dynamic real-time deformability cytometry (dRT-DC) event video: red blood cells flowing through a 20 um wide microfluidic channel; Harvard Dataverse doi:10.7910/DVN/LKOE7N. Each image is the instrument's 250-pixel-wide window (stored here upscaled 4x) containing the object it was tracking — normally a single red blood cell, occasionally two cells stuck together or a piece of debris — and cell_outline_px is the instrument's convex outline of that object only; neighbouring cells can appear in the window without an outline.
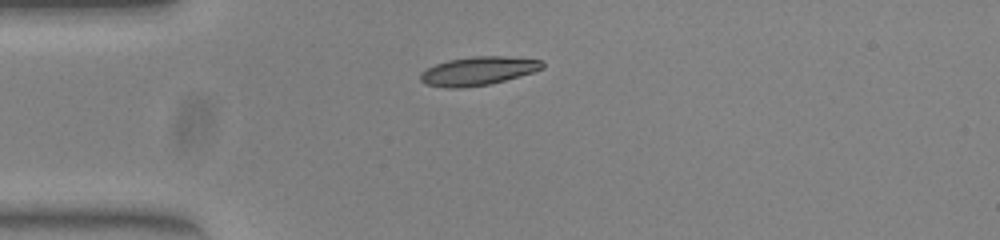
{"species": "common noctule bat (a hibernating species)", "species_latin": "Nyctalus noctula", "temperature_condition": "warm", "stored_images_in_passage": 39, "camera_frame_rate_fps": 3000, "um_per_image_px": 0.085, "animal": {"sex": "female", "body_mass_g": 23.0, "forearm_length_mm": 53.4}, "frame": {"image": 1, "passage_image": 1, "time_ms": 0.0, "image_size_px": [1000, 240], "cell_outline_px": [[544, 68], [520, 76], [488, 84], [460, 88], [448, 88], [424, 84], [420, 80], [420, 72], [436, 64], [448, 60], [472, 56], [504, 56], [544, 60]], "centroid_in_image_um": [40.64, 6.02], "position_along_channel_um": 44.4, "area_um2": 20.29}}
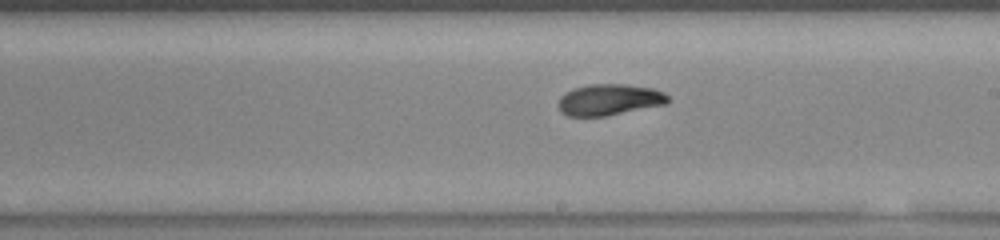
{"frame": {"image": 2, "passage_image": 17, "time_ms": 5.333, "image_size_px": [1000, 240], "cell_outline_px": [[668, 100], [664, 104], [604, 116], [568, 116], [560, 112], [560, 96], [576, 88], [588, 84], [628, 84], [652, 88], [664, 92], [668, 96]], "centroid_in_image_um": [51.79, 8.46], "position_along_channel_um": 237.2, "area_um2": 19.59}}
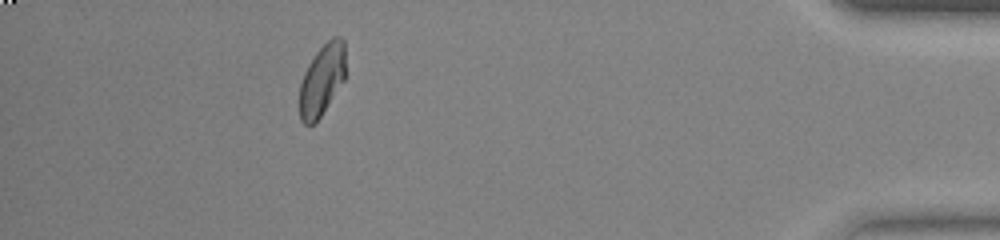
{"frame": {"image": 3, "passage_image": 34, "time_ms": 11.0, "image_size_px": [1000, 240], "cell_outline_px": [[344, 80], [316, 124], [304, 124], [300, 120], [300, 84], [304, 72], [308, 64], [316, 52], [332, 36], [340, 36], [344, 40]], "centroid_in_image_um": [27.36, 6.8], "position_along_channel_um": 407.8, "area_um2": 19.07}, "authors_computed_cell_mechanics": {"area_um2": 19.9988, "velocity_mm_per_s": 3.9935, "shape_relaxation_time_tau1_ms": 6.128, "shape_relaxation_time_tau2_ms": 2.6003, "deformation_change_tau1": 0.2002, "deformation_change_tau2": 0.0587}}